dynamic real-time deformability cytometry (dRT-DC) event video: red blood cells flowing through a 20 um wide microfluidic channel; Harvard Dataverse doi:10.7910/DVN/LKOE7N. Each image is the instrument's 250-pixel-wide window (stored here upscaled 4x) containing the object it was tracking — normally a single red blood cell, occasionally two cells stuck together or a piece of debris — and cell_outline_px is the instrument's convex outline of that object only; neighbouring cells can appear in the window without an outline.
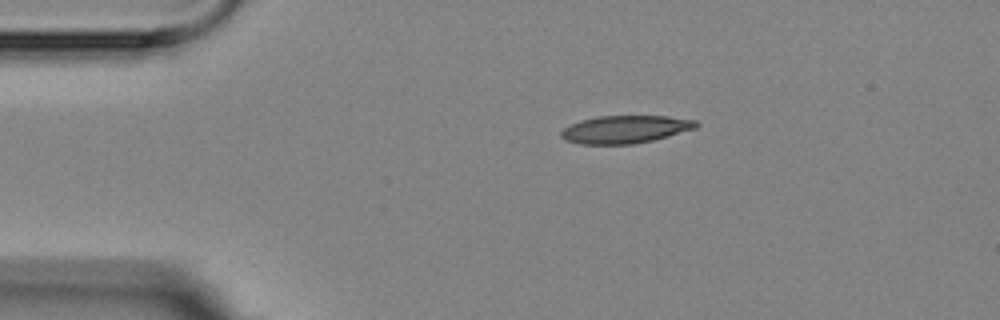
{"species": "Egyptian fruit bat (a non-hibernating species)", "species_latin": "Rousettus aegyptiacus", "temperature_condition": "room temperature", "stored_images_in_passage": 14, "camera_frame_rate_fps": 3000, "um_per_image_px": 0.085, "animal": {"sex": "female"}, "frame": {"image": 1, "passage_image": 1, "time_ms": 0.0, "image_size_px": [1000, 320], "cell_outline_px": [[700, 124], [696, 128], [668, 136], [652, 140], [632, 144], [580, 144], [568, 140], [560, 136], [560, 132], [564, 128], [580, 120], [600, 116], [668, 116], [696, 120]], "centroid_in_image_um": [53.17, 10.99], "position_along_channel_um": 31.8, "area_um2": 21.68}}
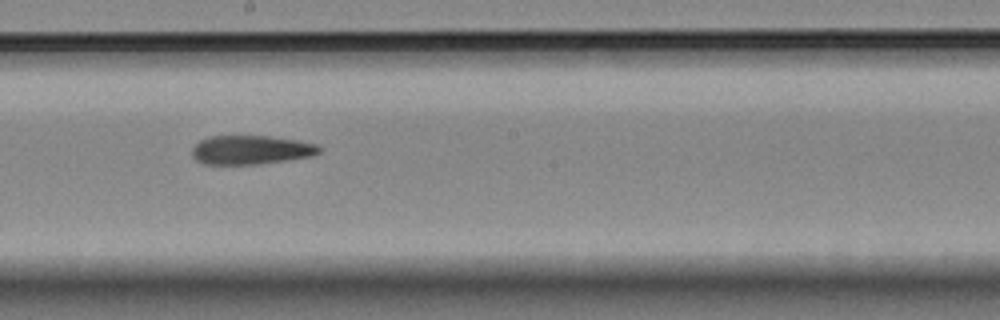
{"frame": {"image": 2, "passage_image": 7, "time_ms": 6.667, "image_size_px": [1000, 320], "cell_outline_px": [[324, 148], [320, 152], [312, 156], [260, 164], [204, 164], [196, 160], [192, 156], [192, 148], [200, 140], [212, 136], [268, 136], [296, 140], [316, 144]], "centroid_in_image_um": [21.34, 12.74], "position_along_channel_um": 226.9, "area_um2": 21.44}}
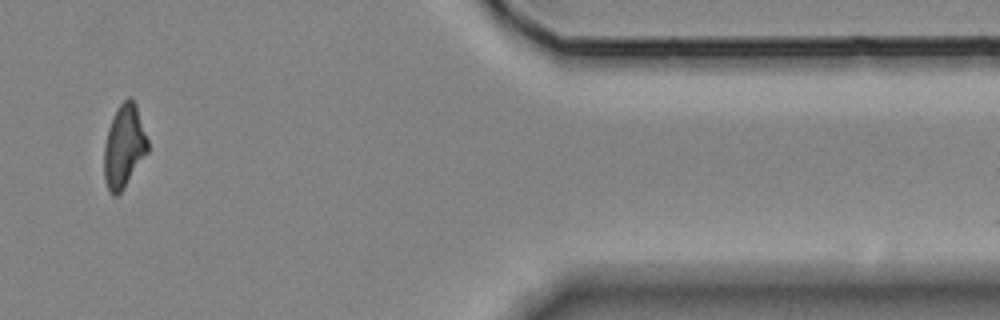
{"frame": {"image": 3, "passage_image": 12, "time_ms": 12.667, "image_size_px": [1000, 320], "cell_outline_px": [[148, 152], [124, 188], [116, 196], [112, 196], [108, 192], [104, 180], [104, 144], [108, 128], [112, 116], [116, 108], [128, 96], [132, 96], [136, 104], [148, 140]], "centroid_in_image_um": [10.53, 12.43], "position_along_channel_um": 400.9, "area_um2": 21.44}}